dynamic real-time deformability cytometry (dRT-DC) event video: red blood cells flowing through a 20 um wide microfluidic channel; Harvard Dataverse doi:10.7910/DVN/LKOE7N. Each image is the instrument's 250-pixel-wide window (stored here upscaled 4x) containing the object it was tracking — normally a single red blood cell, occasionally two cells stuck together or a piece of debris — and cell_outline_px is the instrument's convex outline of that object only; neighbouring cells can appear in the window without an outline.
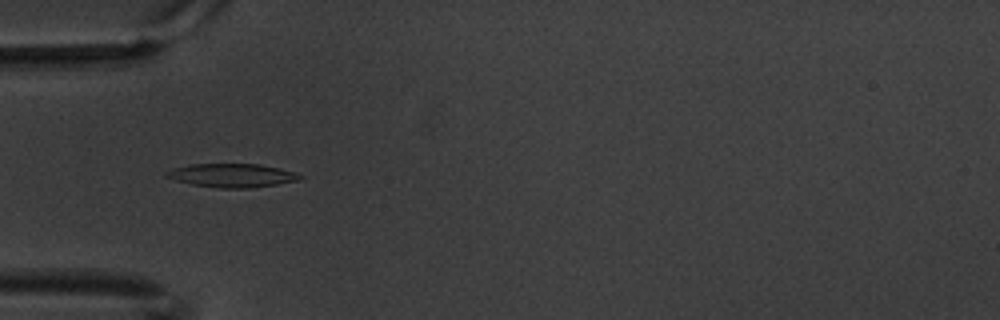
{"species": "common noctule bat (a hibernating species)", "species_latin": "Nyctalus noctula", "temperature_condition": "warm", "stored_images_in_passage": 7, "camera_frame_rate_fps": 3000, "um_per_image_px": 0.085, "animal": {"sex": "male", "body_mass_g": 20.1, "forearm_length_mm": 53.5}, "frame": {"image": 1, "passage_image": 6, "time_ms": 1.667, "image_size_px": [1000, 320], "cell_outline_px": [[304, 176], [300, 180], [276, 184], [248, 188], [220, 188], [192, 184], [176, 180], [164, 176], [164, 172], [172, 168], [192, 164], [260, 164], [280, 168]], "centroid_in_image_um": [19.7, 14.9], "position_along_channel_um": 65.3, "area_um2": 18.26}}
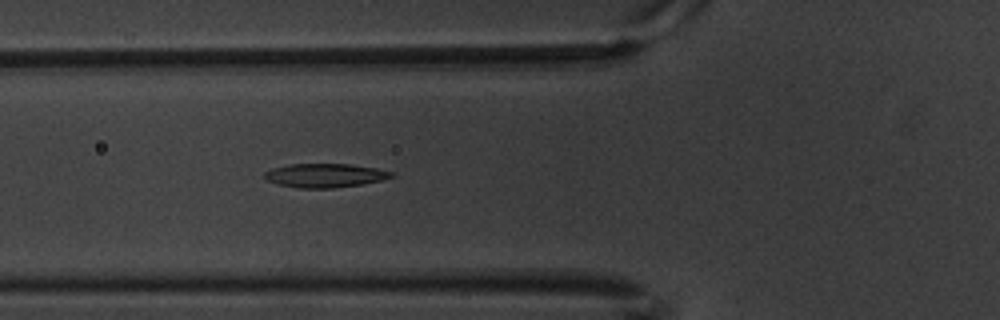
{"frame": {"image": 2, "passage_image": 7, "time_ms": 2.0, "image_size_px": [1000, 320], "cell_outline_px": [[396, 176], [380, 180], [360, 184], [332, 188], [296, 188], [276, 184], [268, 180], [264, 176], [264, 172], [272, 168], [292, 164], [352, 164], [376, 168], [396, 172]], "centroid_in_image_um": [27.64, 14.91], "position_along_channel_um": 98.2, "area_um2": 17.69}}